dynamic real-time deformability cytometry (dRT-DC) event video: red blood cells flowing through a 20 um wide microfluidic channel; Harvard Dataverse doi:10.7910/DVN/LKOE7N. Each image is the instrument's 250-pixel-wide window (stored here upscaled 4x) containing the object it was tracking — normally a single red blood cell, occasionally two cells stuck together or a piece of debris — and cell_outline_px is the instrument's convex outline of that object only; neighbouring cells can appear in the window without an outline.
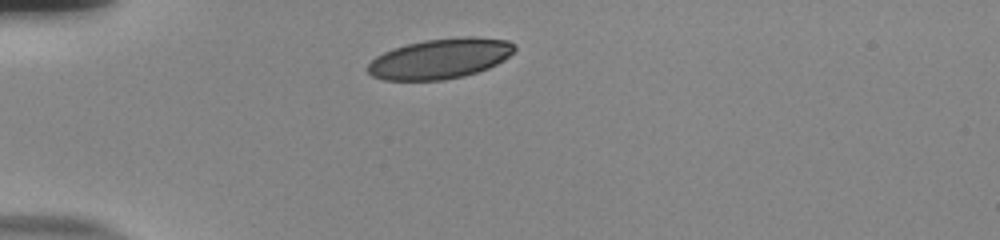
{"species": "human", "species_latin": "Homo sapiens", "temperature_condition": "room temperature", "stored_images_in_passage": 33, "camera_frame_rate_fps": 3000, "um_per_image_px": 0.085, "donor": {"sex": "male"}, "frame": {"image": 1, "passage_image": 1, "time_ms": 0.0, "image_size_px": [1000, 240], "cell_outline_px": [[516, 48], [504, 60], [488, 68], [464, 76], [444, 80], [384, 80], [372, 76], [364, 68], [376, 56], [392, 48], [424, 40], [464, 36], [472, 36], [508, 40], [516, 44]], "centroid_in_image_um": [37.4, 4.98], "position_along_channel_um": 47.6, "area_um2": 34.51}}
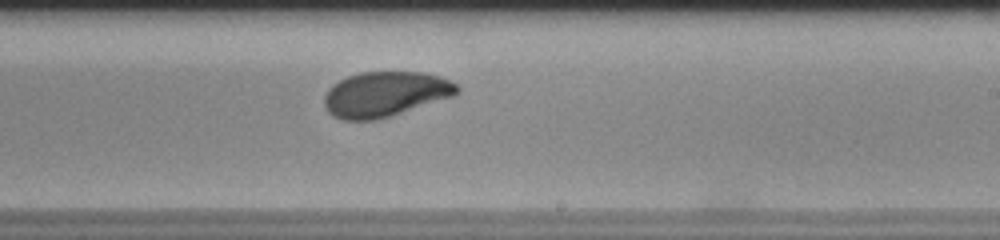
{"frame": {"image": 2, "passage_image": 20, "time_ms": 6.333, "image_size_px": [1000, 240], "cell_outline_px": [[460, 92], [452, 96], [376, 120], [344, 120], [332, 116], [324, 108], [324, 96], [328, 88], [332, 84], [348, 76], [360, 72], [420, 72], [440, 76], [456, 84], [460, 88]], "centroid_in_image_um": [32.69, 8.0], "position_along_channel_um": 256.3, "area_um2": 34.74}}
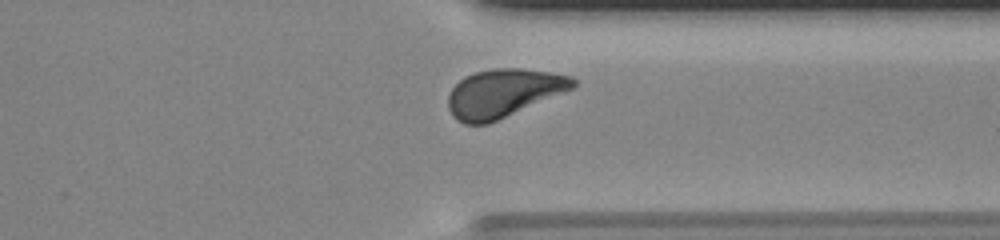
{"frame": {"image": 3, "passage_image": 29, "time_ms": 9.333, "image_size_px": [1000, 240], "cell_outline_px": [[576, 84], [572, 88], [488, 124], [464, 124], [456, 120], [452, 116], [448, 108], [448, 96], [452, 88], [464, 76], [476, 72], [492, 68], [520, 68], [548, 72], [572, 76], [576, 80]], "centroid_in_image_um": [42.73, 7.91], "position_along_channel_um": 368.7, "area_um2": 34.74}, "authors_computed_cell_mechanics": {"area_um2": 35.3736, "velocity_mm_per_s": 3.7354, "shape_relaxation_time_tau1_ms": 2.4443, "shape_relaxation_time_tau2_ms": 1.4012, "deformation_change_tau1": 0.1213, "deformation_change_tau2": 0.0561}}